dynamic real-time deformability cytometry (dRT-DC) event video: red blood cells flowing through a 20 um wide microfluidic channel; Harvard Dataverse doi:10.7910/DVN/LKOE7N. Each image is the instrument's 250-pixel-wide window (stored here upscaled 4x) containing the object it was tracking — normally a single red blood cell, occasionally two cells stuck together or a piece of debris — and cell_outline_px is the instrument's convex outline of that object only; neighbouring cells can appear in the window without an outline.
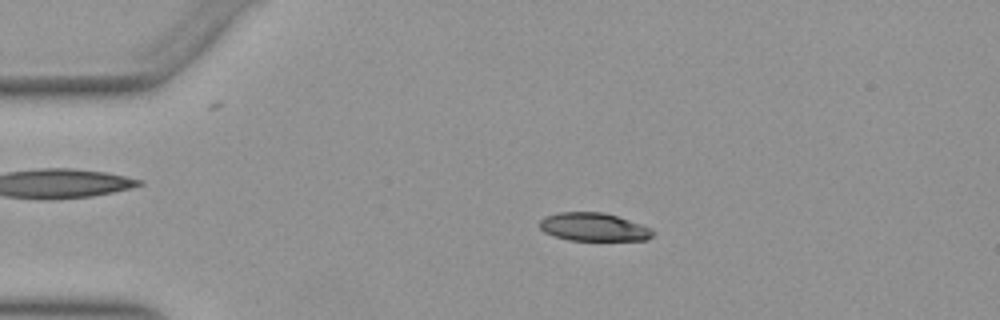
{"species": "Egyptian fruit bat (a non-hibernating species)", "species_latin": "Rousettus aegyptiacus", "temperature_condition": "warm", "stored_images_in_passage": 53, "camera_frame_rate_fps": 3000, "um_per_image_px": 0.085, "animal": {"sex": "female"}, "frame": {"image": 1, "passage_image": 11, "time_ms": 3.333, "image_size_px": [1000, 320], "cell_outline_px": [[656, 232], [648, 240], [568, 240], [552, 236], [544, 232], [540, 228], [540, 220], [544, 216], [556, 212], [604, 212], [652, 228]], "centroid_in_image_um": [50.44, 19.3], "position_along_channel_um": 34.6, "area_um2": 18.73}}
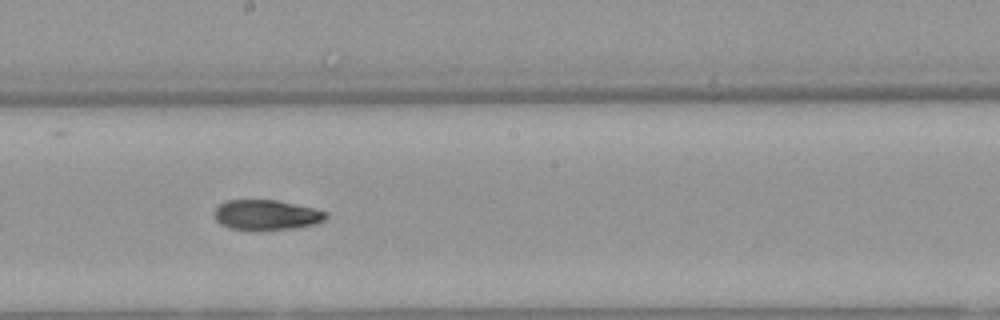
{"frame": {"image": 2, "passage_image": 29, "time_ms": 9.333, "image_size_px": [1000, 320], "cell_outline_px": [[328, 216], [324, 220], [312, 224], [296, 228], [228, 228], [220, 224], [212, 216], [212, 212], [220, 204], [228, 200], [276, 200], [312, 208], [328, 212]], "centroid_in_image_um": [22.6, 18.24], "position_along_channel_um": 225.6, "area_um2": 19.07}}
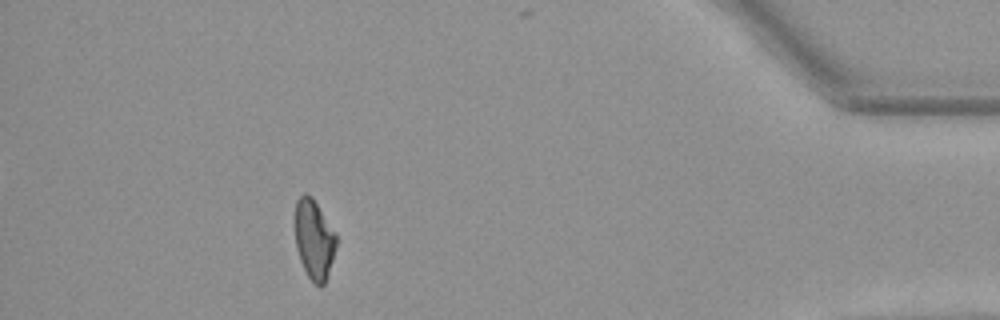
{"frame": {"image": 3, "passage_image": 47, "time_ms": 15.333, "image_size_px": [1000, 320], "cell_outline_px": [[336, 244], [332, 260], [324, 284], [320, 288], [308, 276], [300, 260], [296, 248], [292, 224], [296, 200], [304, 192], [312, 196], [336, 236]], "centroid_in_image_um": [26.62, 20.3], "position_along_channel_um": 408.6, "area_um2": 19.25}, "authors_computed_cell_mechanics": {"area_um2": 19.8254, "velocity_mm_per_s": 3.9345, "shape_relaxation_time_tau1_ms": 6.3437, "shape_relaxation_time_tau2_ms": 6.3144, "deformation_change_tau1": 0.1682, "deformation_change_tau2": 0.1368}}